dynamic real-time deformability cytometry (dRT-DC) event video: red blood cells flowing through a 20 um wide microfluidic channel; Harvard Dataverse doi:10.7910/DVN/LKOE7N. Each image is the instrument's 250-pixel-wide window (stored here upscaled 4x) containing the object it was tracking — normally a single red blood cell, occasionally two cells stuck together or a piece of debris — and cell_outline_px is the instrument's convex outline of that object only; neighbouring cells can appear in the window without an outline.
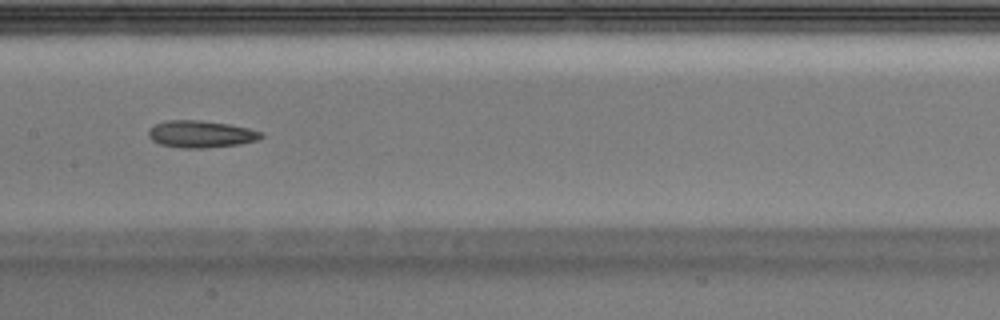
{"species": "Egyptian fruit bat (a non-hibernating species)", "species_latin": "Rousettus aegyptiacus", "temperature_condition": "warm", "stored_images_in_passage": 33, "camera_frame_rate_fps": 3000, "um_per_image_px": 0.085, "animal": {"sex": "male"}, "frame": {"image": 1, "passage_image": 19, "time_ms": 6.0, "image_size_px": [1000, 320], "cell_outline_px": [[264, 136], [256, 140], [240, 144], [208, 148], [184, 148], [160, 144], [152, 140], [148, 136], [148, 132], [156, 124], [168, 120], [200, 120], [228, 124], [248, 128], [264, 132]], "centroid_in_image_um": [17.11, 11.4], "position_along_channel_um": 190.3, "area_um2": 17.69}}